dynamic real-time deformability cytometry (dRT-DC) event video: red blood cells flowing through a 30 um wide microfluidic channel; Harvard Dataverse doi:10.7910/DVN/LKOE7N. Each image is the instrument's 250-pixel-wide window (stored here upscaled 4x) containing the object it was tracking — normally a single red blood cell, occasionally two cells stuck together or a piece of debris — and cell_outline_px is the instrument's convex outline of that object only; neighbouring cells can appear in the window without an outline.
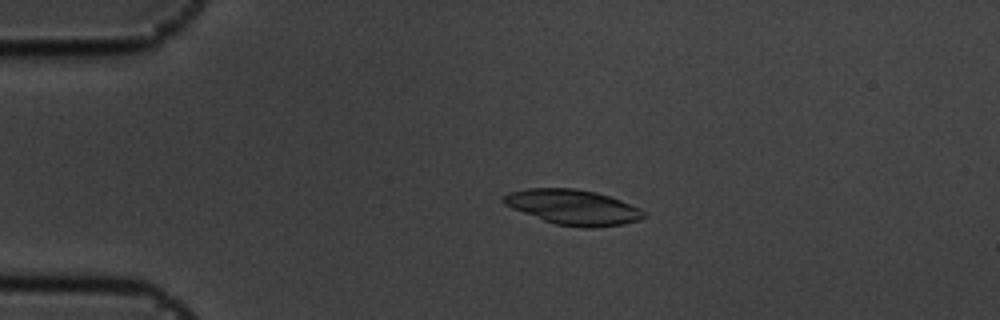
{"species": "common noctule bat (a hibernating species)", "species_latin": "Nyctalus noctula", "temperature_condition": "cold", "stored_images_in_passage": 49, "camera_frame_rate_fps": 3000, "um_per_image_px": 0.085, "animal": {"sex": "male", "body_mass_g": 19.5, "forearm_length_mm": 54.6}, "frame": {"image": 1, "passage_image": 5, "time_ms": 1.333, "image_size_px": [1000, 320], "cell_outline_px": [[648, 216], [640, 220], [624, 224], [596, 228], [584, 228], [556, 224], [544, 220], [512, 208], [504, 204], [500, 200], [508, 192], [528, 188], [576, 188], [596, 192], [620, 200], [640, 208]], "centroid_in_image_um": [48.73, 17.61], "position_along_channel_um": 36.3, "area_um2": 28.78}}
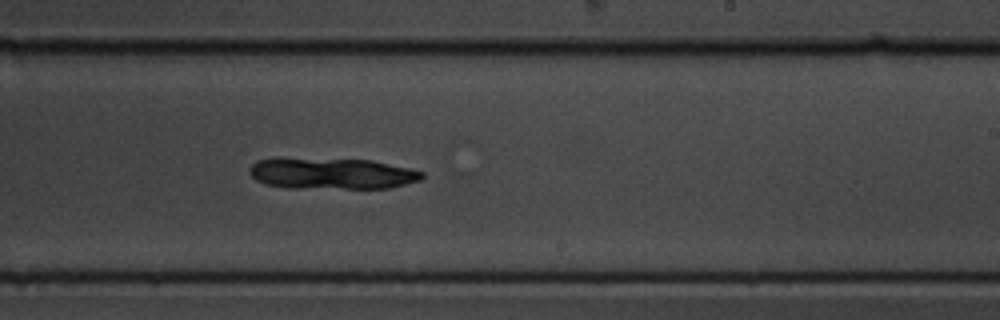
{"frame": {"image": 2, "passage_image": 27, "time_ms": 8.667, "image_size_px": [1000, 320], "cell_outline_px": [[424, 176], [420, 180], [388, 188], [292, 188], [264, 184], [256, 180], [248, 172], [248, 168], [256, 160], [272, 156], [276, 156], [372, 160], [412, 168], [424, 172]], "centroid_in_image_um": [28.12, 14.71], "position_along_channel_um": 260.9, "area_um2": 32.43}}
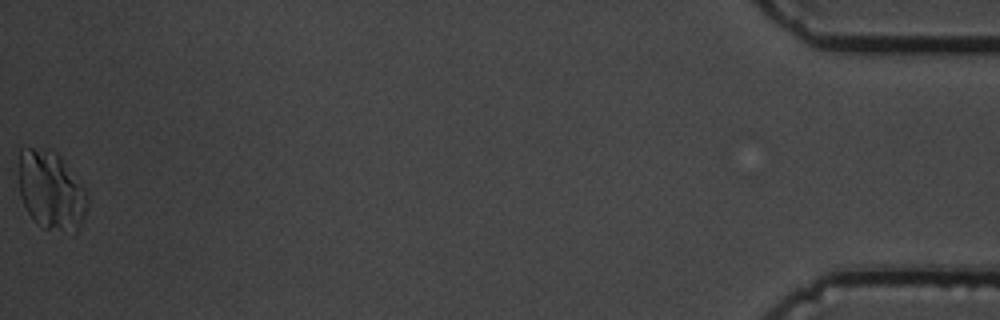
{"frame": {"image": 3, "passage_image": 49, "time_ms": 16.0, "image_size_px": [1000, 320], "cell_outline_px": [[88, 208], [76, 232], [72, 236], [44, 228], [36, 224], [32, 220], [20, 196], [20, 148], [32, 148], [56, 152], [60, 156], [84, 184], [88, 192]], "centroid_in_image_um": [4.41, 16.26], "position_along_channel_um": 430.8, "area_um2": 32.08}}